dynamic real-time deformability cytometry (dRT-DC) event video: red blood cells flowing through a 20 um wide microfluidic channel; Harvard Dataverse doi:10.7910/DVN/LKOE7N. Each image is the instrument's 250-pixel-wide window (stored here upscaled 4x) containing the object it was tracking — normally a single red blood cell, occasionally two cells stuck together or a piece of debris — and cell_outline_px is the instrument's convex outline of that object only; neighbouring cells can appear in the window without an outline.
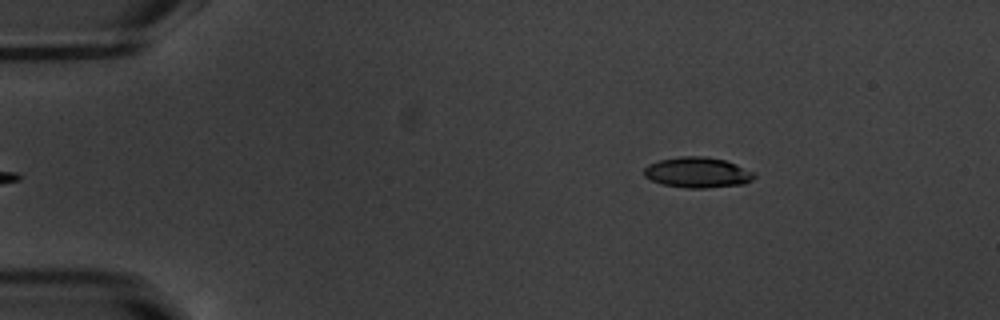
{"species": "common noctule bat (a hibernating species)", "species_latin": "Nyctalus noctula", "temperature_condition": "warm", "stored_images_in_passage": 46, "camera_frame_rate_fps": 3000, "um_per_image_px": 0.085, "animal": {"sex": "male", "body_mass_g": 20.1, "forearm_length_mm": 53.5}, "frame": {"image": 1, "passage_image": 1, "time_ms": 0.0, "image_size_px": [1000, 320], "cell_outline_px": [[756, 176], [752, 180], [744, 184], [708, 188], [688, 188], [664, 184], [652, 180], [644, 176], [644, 168], [648, 164], [660, 160], [680, 156], [704, 156], [724, 160], [736, 164], [756, 172]], "centroid_in_image_um": [59.33, 14.66], "position_along_channel_um": 25.7, "area_um2": 19.65}}
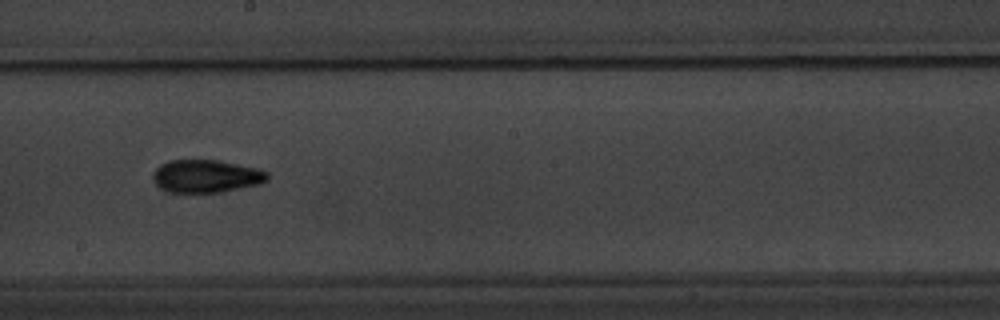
{"frame": {"image": 2, "passage_image": 23, "time_ms": 7.333, "image_size_px": [1000, 320], "cell_outline_px": [[268, 180], [260, 184], [220, 192], [172, 192], [156, 184], [152, 180], [152, 176], [156, 168], [160, 164], [168, 160], [216, 160], [256, 168], [268, 172]], "centroid_in_image_um": [17.52, 14.96], "position_along_channel_um": 230.7, "area_um2": 21.68}}
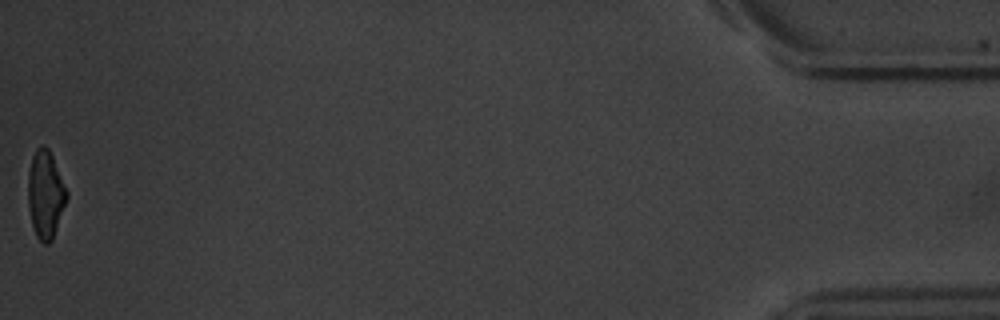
{"frame": {"image": 3, "passage_image": 46, "time_ms": 15.0, "image_size_px": [1000, 320], "cell_outline_px": [[68, 196], [52, 240], [48, 244], [44, 244], [36, 236], [32, 224], [28, 208], [28, 172], [32, 156], [36, 148], [40, 144], [44, 144], [48, 148], [52, 156], [68, 192]], "centroid_in_image_um": [3.85, 16.5], "position_along_channel_um": 431.3, "area_um2": 19.77}, "authors_computed_cell_mechanics": {"area_um2": 20.6346, "velocity_mm_per_s": 3.8199, "shape_relaxation_time_tau1_ms": 3.6862, "shape_relaxation_time_tau2_ms": 2.5133, "deformation_change_tau1": 0.1541, "deformation_change_tau2": 0.0844}}